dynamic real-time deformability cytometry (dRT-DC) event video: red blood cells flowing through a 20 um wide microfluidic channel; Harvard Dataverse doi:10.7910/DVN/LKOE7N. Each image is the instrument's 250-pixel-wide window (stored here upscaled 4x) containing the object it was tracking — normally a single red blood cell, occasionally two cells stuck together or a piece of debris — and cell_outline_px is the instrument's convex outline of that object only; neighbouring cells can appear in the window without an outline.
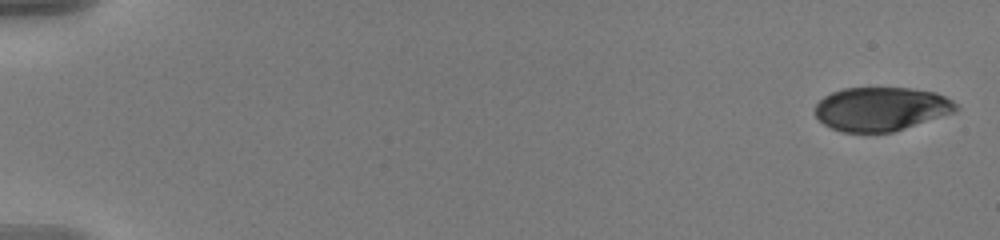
{"species": "human", "species_latin": "Homo sapiens", "temperature_condition": "warm", "stored_images_in_passage": 10, "camera_frame_rate_fps": 3000, "um_per_image_px": 0.085, "donor": {"sex": "male"}, "frame": {"image": 1, "passage_image": 1, "time_ms": 0.0, "image_size_px": [1000, 240], "cell_outline_px": [[960, 108], [956, 112], [892, 132], [840, 132], [824, 124], [816, 116], [816, 104], [824, 96], [832, 92], [844, 88], [912, 88], [936, 92], [960, 104]], "centroid_in_image_um": [74.94, 9.25], "position_along_channel_um": 10.1, "area_um2": 36.07}}
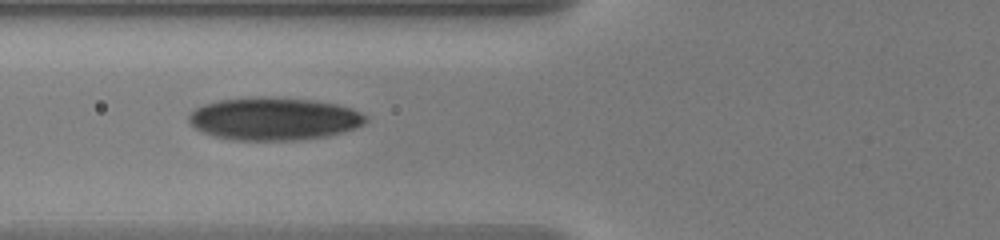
{"frame": {"image": 2, "passage_image": 9, "time_ms": 2.667, "image_size_px": [1000, 240], "cell_outline_px": [[368, 120], [364, 124], [328, 136], [300, 140], [236, 140], [216, 136], [204, 132], [196, 128], [188, 120], [188, 116], [196, 108], [204, 104], [220, 100], [252, 96], [264, 96], [312, 100], [336, 104], [352, 108], [368, 116]], "centroid_in_image_um": [23.3, 10.08], "position_along_channel_um": 102.5, "area_um2": 43.99}}
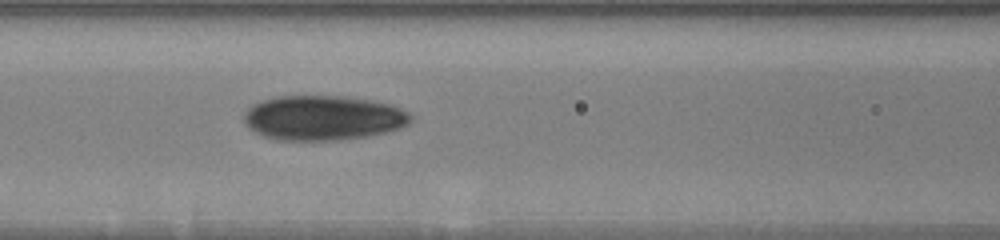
{"frame": {"image": 3, "passage_image": 10, "time_ms": 3.0, "image_size_px": [1000, 240], "cell_outline_px": [[412, 120], [408, 124], [400, 128], [388, 132], [368, 136], [340, 140], [276, 140], [264, 136], [248, 128], [244, 124], [244, 112], [252, 104], [260, 100], [280, 96], [340, 96], [372, 100], [392, 104], [408, 112], [412, 116]], "centroid_in_image_um": [27.46, 10.02], "position_along_channel_um": 139.1, "area_um2": 43.87}}